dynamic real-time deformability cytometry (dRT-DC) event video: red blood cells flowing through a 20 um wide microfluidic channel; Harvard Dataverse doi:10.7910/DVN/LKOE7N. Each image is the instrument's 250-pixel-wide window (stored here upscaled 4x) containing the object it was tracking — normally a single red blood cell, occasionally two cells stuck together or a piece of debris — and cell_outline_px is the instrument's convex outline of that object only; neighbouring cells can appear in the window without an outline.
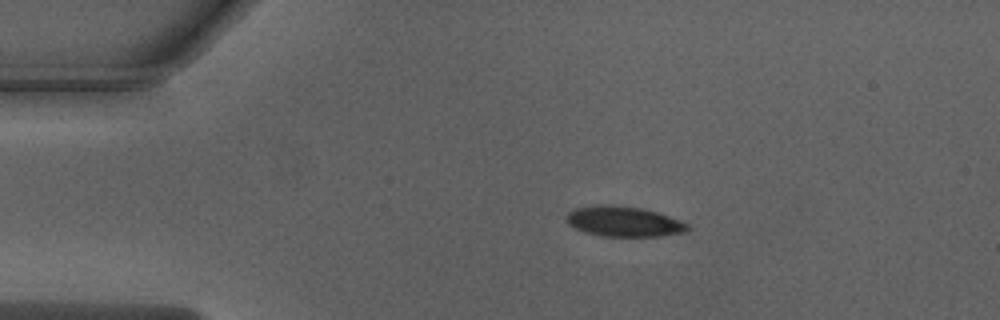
{"species": "Egyptian fruit bat (a non-hibernating species)", "species_latin": "Rousettus aegyptiacus", "temperature_condition": "warm", "stored_images_in_passage": 42, "camera_frame_rate_fps": 3000, "um_per_image_px": 0.085, "animal": {"sex": "male"}, "frame": {"image": 1, "passage_image": 1, "time_ms": 0.0, "image_size_px": [1000, 320], "cell_outline_px": [[692, 228], [684, 232], [660, 236], [604, 236], [584, 232], [568, 224], [568, 212], [572, 208], [596, 204], [604, 204], [640, 208], [656, 212], [680, 220], [688, 224]], "centroid_in_image_um": [53.01, 18.82], "position_along_channel_um": 32.0, "area_um2": 21.27}}
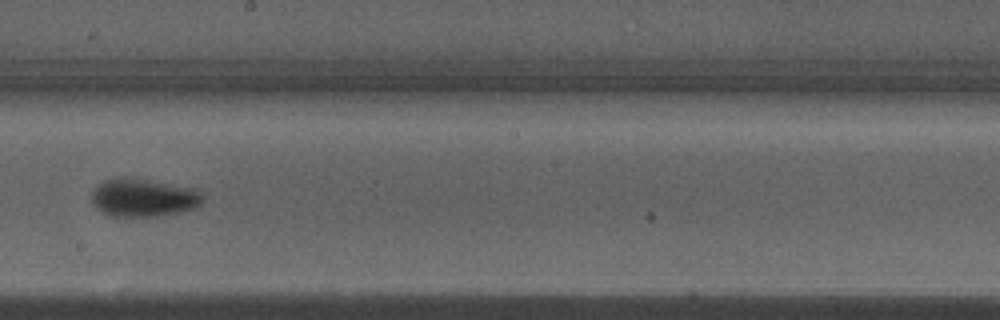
{"frame": {"image": 2, "passage_image": 20, "time_ms": 6.333, "image_size_px": [1000, 320], "cell_outline_px": [[204, 196], [200, 204], [196, 208], [180, 212], [160, 216], [112, 216], [96, 208], [92, 200], [92, 192], [104, 180], [116, 176], [128, 176], [200, 188]], "centroid_in_image_um": [12.26, 16.77], "position_along_channel_um": 235.9, "area_um2": 25.2}}
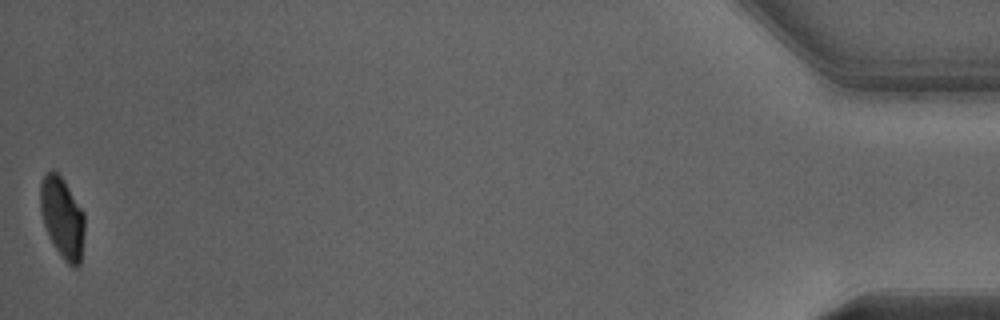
{"frame": {"image": 3, "passage_image": 42, "time_ms": 13.667, "image_size_px": [1000, 320], "cell_outline_px": [[84, 232], [80, 264], [76, 268], [72, 268], [64, 260], [56, 248], [44, 224], [40, 208], [40, 184], [44, 176], [48, 172], [56, 172], [64, 180], [84, 212]], "centroid_in_image_um": [5.31, 18.52], "position_along_channel_um": 429.9, "area_um2": 20.58}, "authors_computed_cell_mechanics": {"area_um2": 23.4957, "velocity_mm_per_s": 4.0079, "shape_relaxation_time_tau1_ms": 2.7493, "shape_relaxation_time_tau2_ms": null, "deformation_change_tau1": 0.1534, "deformation_change_tau2": null}}